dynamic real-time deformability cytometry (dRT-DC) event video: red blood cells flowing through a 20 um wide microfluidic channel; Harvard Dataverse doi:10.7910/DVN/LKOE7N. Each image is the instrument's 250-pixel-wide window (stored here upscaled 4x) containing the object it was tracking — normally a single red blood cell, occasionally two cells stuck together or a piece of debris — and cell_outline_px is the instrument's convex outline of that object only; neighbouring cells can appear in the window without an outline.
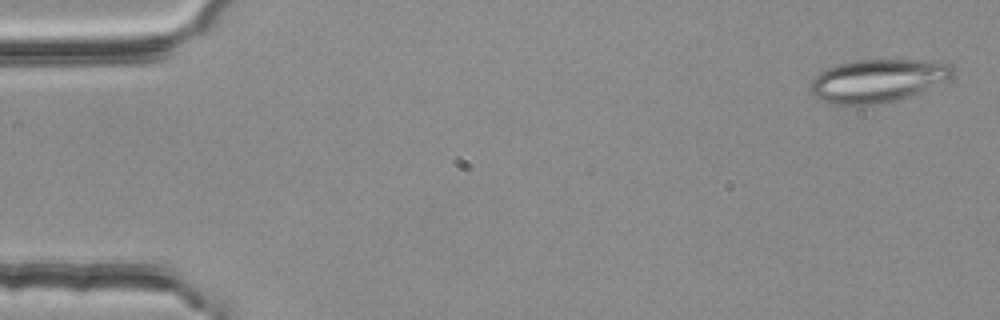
{"species": "common noctule bat (a hibernating species)", "species_latin": "Nyctalus noctula", "temperature_condition": "room temperature", "stored_images_in_passage": 3, "segment_of_instrument_passage": [2, 2], "camera_frame_rate_fps": 3000, "um_per_image_px": 0.085, "animal": {"sex": "female", "body_mass_g": 25.1}, "frame": {"image": 1, "passage_image": 3, "time_ms": 0.667, "image_size_px": [1000, 320], "cell_outline_px": [[956, 72], [952, 76], [908, 96], [896, 100], [876, 104], [828, 104], [812, 96], [808, 88], [812, 80], [820, 72], [828, 68], [840, 64], [856, 60], [932, 60], [952, 64]], "centroid_in_image_um": [74.55, 6.85], "position_along_channel_um": 10.4, "area_um2": 35.37}}